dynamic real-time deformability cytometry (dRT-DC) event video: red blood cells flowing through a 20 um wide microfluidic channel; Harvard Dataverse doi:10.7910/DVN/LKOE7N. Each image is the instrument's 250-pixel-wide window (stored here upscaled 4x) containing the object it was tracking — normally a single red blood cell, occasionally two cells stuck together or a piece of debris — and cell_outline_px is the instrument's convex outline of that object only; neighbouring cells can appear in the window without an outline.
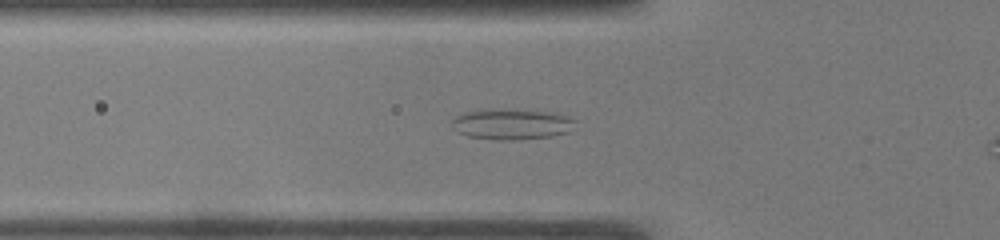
{"species": "common noctule bat (a hibernating species)", "species_latin": "Nyctalus noctula", "temperature_condition": "warm", "stored_images_in_passage": 41, "camera_frame_rate_fps": 3000, "um_per_image_px": 0.085, "animal": {"sex": "male", "body_mass_g": 19.0, "forearm_length_mm": 50.8}, "frame": {"image": 1, "passage_image": 13, "time_ms": 4.0, "image_size_px": [1000, 240], "cell_outline_px": [[576, 120], [572, 132], [552, 136], [520, 140], [496, 140], [468, 136], [456, 132], [452, 128], [452, 120], [456, 116], [464, 112], [492, 108], [500, 108], [560, 112]], "centroid_in_image_um": [43.54, 10.54], "position_along_channel_um": 82.3, "area_um2": 22.89}}
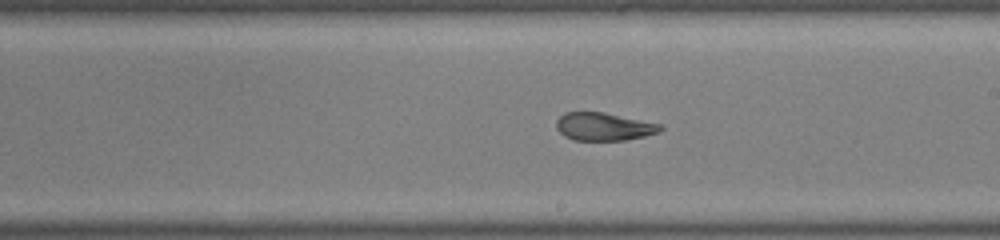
{"frame": {"image": 2, "passage_image": 25, "time_ms": 8.0, "image_size_px": [1000, 240], "cell_outline_px": [[664, 128], [660, 132], [644, 136], [624, 140], [572, 140], [564, 136], [556, 128], [556, 120], [564, 112], [604, 112], [660, 124]], "centroid_in_image_um": [51.3, 10.76], "position_along_channel_um": 237.7, "area_um2": 16.94}}
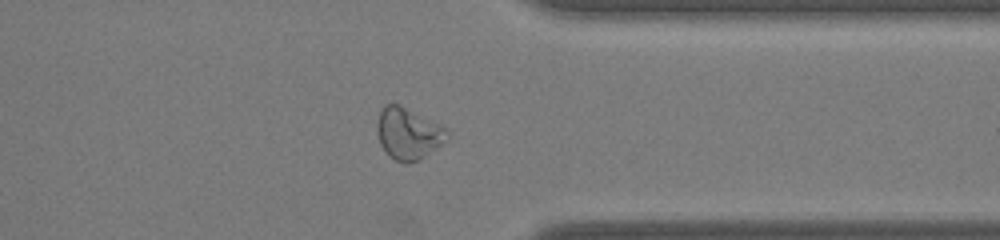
{"frame": {"image": 3, "passage_image": 36, "time_ms": 11.667, "image_size_px": [1000, 240], "cell_outline_px": [[448, 140], [424, 156], [408, 164], [404, 164], [388, 156], [380, 144], [376, 132], [376, 124], [380, 112], [384, 104], [400, 104], [444, 128], [448, 132]], "centroid_in_image_um": [34.64, 11.36], "position_along_channel_um": 376.8, "area_um2": 20.87}}